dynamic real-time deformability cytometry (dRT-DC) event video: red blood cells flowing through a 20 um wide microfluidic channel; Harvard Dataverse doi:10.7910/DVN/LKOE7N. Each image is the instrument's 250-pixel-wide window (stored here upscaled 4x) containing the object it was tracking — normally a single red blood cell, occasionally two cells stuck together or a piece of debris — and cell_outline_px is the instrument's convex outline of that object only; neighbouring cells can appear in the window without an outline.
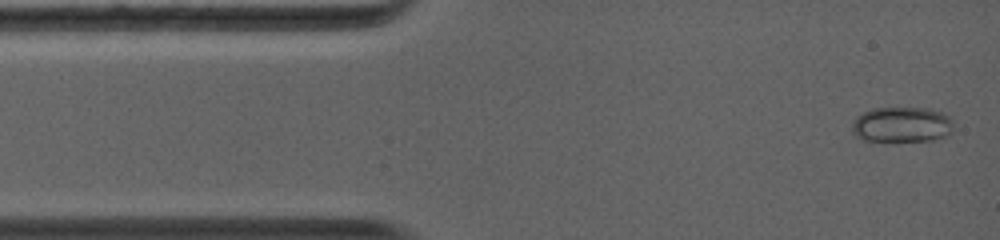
{"species": "common noctule bat (a hibernating species)", "species_latin": "Nyctalus noctula", "temperature_condition": "warm", "stored_images_in_passage": 37, "camera_frame_rate_fps": 5000, "um_per_image_px": 0.085, "animal": {"sex": "female", "body_mass_g": 19.0, "forearm_length_mm": 56.7}, "frame": {"image": 1, "passage_image": 1, "time_ms": 0.0, "image_size_px": [1000, 240], "cell_outline_px": [[952, 128], [948, 136], [932, 140], [864, 140], [856, 136], [852, 132], [852, 120], [856, 116], [872, 108], [928, 108], [940, 112], [948, 116], [952, 120]], "centroid_in_image_um": [76.63, 10.58], "position_along_channel_um": 8.4, "area_um2": 20.81}}
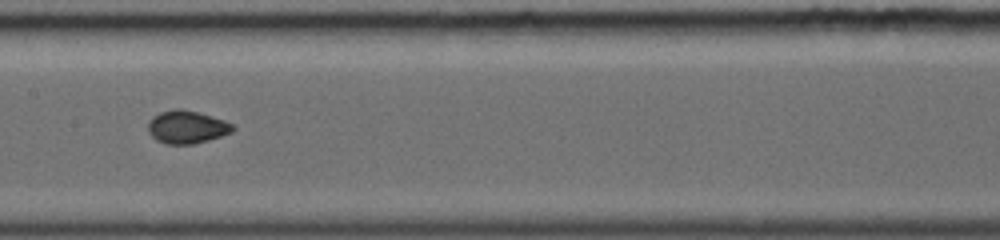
{"frame": {"image": 2, "passage_image": 16, "time_ms": 5.8, "image_size_px": [1000, 240], "cell_outline_px": [[236, 128], [232, 132], [208, 140], [192, 144], [164, 144], [156, 140], [148, 132], [148, 120], [152, 116], [160, 112], [176, 108], [180, 108], [196, 112], [224, 120], [232, 124]], "centroid_in_image_um": [15.84, 10.8], "position_along_channel_um": 191.6, "area_um2": 16.24}}
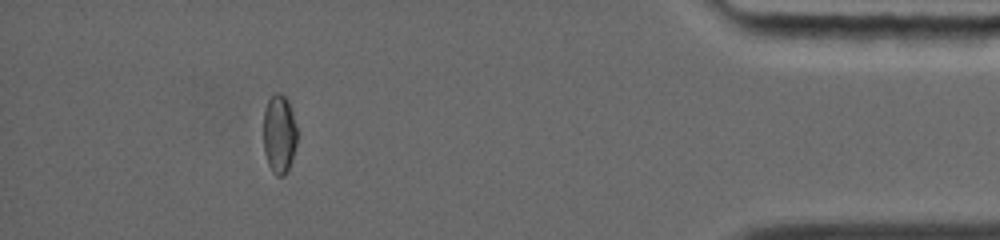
{"frame": {"image": 3, "passage_image": 31, "time_ms": 12.2, "image_size_px": [1000, 240], "cell_outline_px": [[296, 144], [292, 160], [284, 176], [276, 176], [272, 172], [268, 164], [264, 152], [264, 112], [268, 100], [276, 92], [280, 92], [288, 100], [292, 112], [296, 128]], "centroid_in_image_um": [23.73, 11.41], "position_along_channel_um": 411.5, "area_um2": 15.37}}